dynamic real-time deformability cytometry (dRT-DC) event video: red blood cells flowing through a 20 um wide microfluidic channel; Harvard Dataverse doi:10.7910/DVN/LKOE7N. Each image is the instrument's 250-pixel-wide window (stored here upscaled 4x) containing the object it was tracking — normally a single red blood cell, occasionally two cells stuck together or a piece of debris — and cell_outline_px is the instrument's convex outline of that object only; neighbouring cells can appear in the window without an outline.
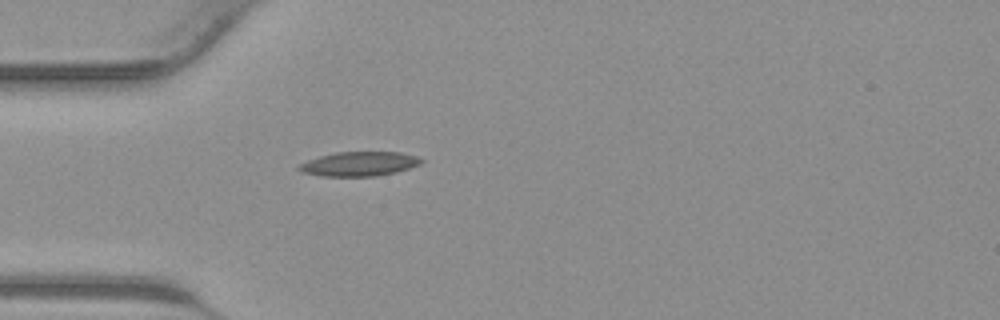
{"species": "common noctule bat (a hibernating species)", "species_latin": "Nyctalus noctula", "temperature_condition": "warm", "stored_images_in_passage": 31, "camera_frame_rate_fps": 3000, "um_per_image_px": 0.085, "animal": {"sex": "male", "body_mass_g": 23.1, "forearm_length_mm": 52.7}, "frame": {"image": 1, "passage_image": 1, "time_ms": 0.0, "image_size_px": [1000, 320], "cell_outline_px": [[424, 160], [420, 164], [396, 172], [376, 176], [324, 176], [304, 172], [296, 168], [300, 164], [308, 160], [320, 156], [336, 152], [400, 152], [416, 156]], "centroid_in_image_um": [30.55, 13.92], "position_along_channel_um": 54.5, "area_um2": 17.17}}
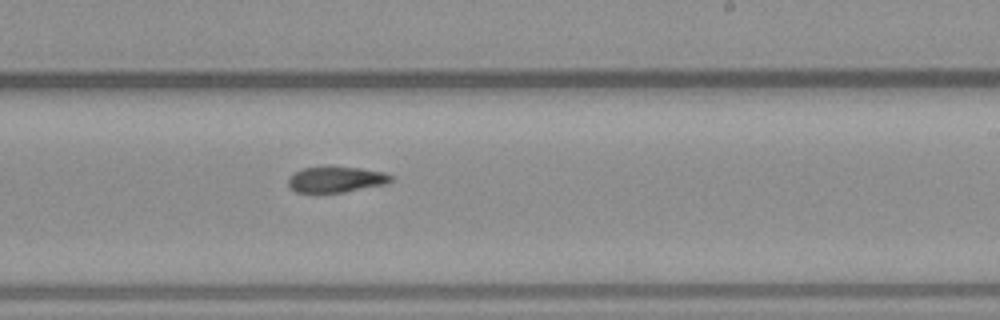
{"frame": {"image": 2, "passage_image": 14, "time_ms": 4.333, "image_size_px": [1000, 320], "cell_outline_px": [[392, 180], [388, 184], [344, 192], [296, 192], [288, 188], [288, 176], [304, 168], [360, 168], [384, 172], [392, 176]], "centroid_in_image_um": [28.57, 15.28], "position_along_channel_um": 260.4, "area_um2": 15.2}}
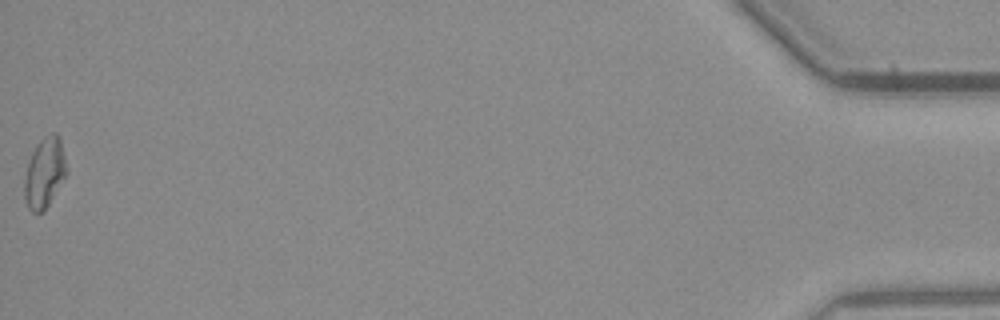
{"frame": {"image": 3, "passage_image": 31, "time_ms": 10.0, "image_size_px": [1000, 320], "cell_outline_px": [[68, 172], [44, 212], [32, 212], [28, 208], [24, 196], [24, 180], [28, 164], [32, 152], [36, 144], [44, 136], [52, 132], [56, 132], [60, 136]], "centroid_in_image_um": [3.8, 14.67], "position_along_channel_um": 431.4, "area_um2": 17.34}}